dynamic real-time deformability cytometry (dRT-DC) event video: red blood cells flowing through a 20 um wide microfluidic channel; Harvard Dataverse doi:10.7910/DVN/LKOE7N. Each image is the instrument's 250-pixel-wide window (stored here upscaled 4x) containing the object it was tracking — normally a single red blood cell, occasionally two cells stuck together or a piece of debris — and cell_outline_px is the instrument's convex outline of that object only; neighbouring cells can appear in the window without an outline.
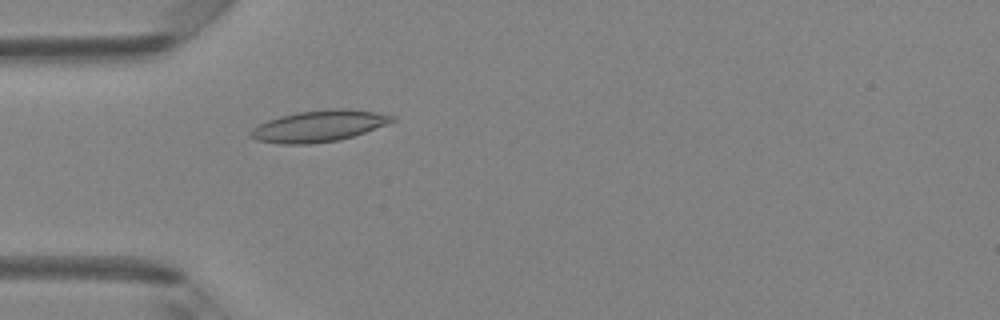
{"species": "Egyptian fruit bat (a non-hibernating species)", "species_latin": "Rousettus aegyptiacus", "temperature_condition": "room temperature", "stored_images_in_passage": 31, "camera_frame_rate_fps": 3000, "um_per_image_px": 0.085, "animal": {"sex": "female"}, "frame": {"image": 1, "passage_image": 3, "time_ms": 0.667, "image_size_px": [1000, 320], "cell_outline_px": [[396, 120], [364, 132], [352, 136], [336, 140], [312, 144], [280, 144], [256, 140], [248, 136], [248, 132], [252, 128], [268, 120], [280, 116], [296, 112], [328, 108], [348, 108], [376, 112], [396, 116]], "centroid_in_image_um": [27.06, 10.7], "position_along_channel_um": 57.9, "area_um2": 25.95}}
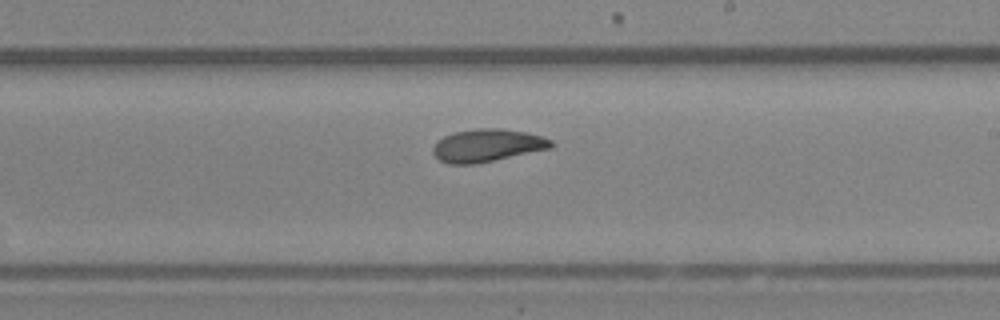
{"frame": {"image": 2, "passage_image": 17, "time_ms": 5.333, "image_size_px": [1000, 320], "cell_outline_px": [[556, 144], [552, 148], [476, 164], [448, 164], [440, 160], [432, 152], [432, 148], [436, 140], [444, 136], [456, 132], [476, 128], [500, 128], [524, 132], [544, 136], [552, 140]], "centroid_in_image_um": [41.43, 12.36], "position_along_channel_um": 247.6, "area_um2": 22.72}}
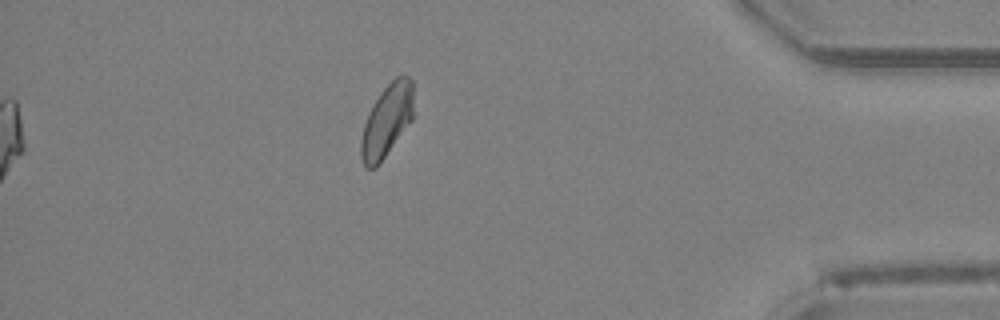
{"frame": {"image": 3, "passage_image": 31, "time_ms": 10.0, "image_size_px": [1000, 320], "cell_outline_px": [[412, 120], [376, 168], [364, 168], [360, 156], [360, 140], [364, 124], [368, 112], [380, 92], [396, 76], [404, 72], [412, 80]], "centroid_in_image_um": [32.85, 10.25], "position_along_channel_um": 402.3, "area_um2": 22.25}, "authors_computed_cell_mechanics": {"area_um2": 22.253, "velocity_mm_per_s": 4.1726, "shape_relaxation_time_tau1_ms": 5.2944, "shape_relaxation_time_tau2_ms": 2.622, "deformation_change_tau1": 0.1156, "deformation_change_tau2": 0.0726}}